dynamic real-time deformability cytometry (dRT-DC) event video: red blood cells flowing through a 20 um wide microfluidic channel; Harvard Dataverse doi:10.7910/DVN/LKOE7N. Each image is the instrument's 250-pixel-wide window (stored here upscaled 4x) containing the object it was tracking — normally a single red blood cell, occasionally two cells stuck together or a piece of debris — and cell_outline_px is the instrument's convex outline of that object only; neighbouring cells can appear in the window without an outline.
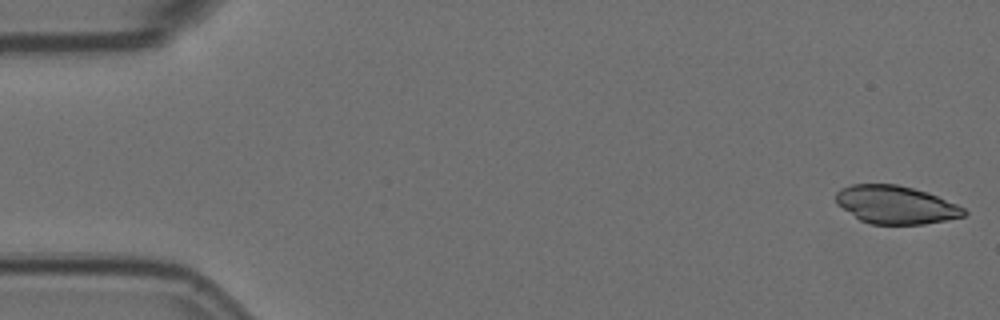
{"species": "Egyptian fruit bat (a non-hibernating species)", "species_latin": "Rousettus aegyptiacus", "temperature_condition": "room temperature", "stored_images_in_passage": 11, "camera_frame_rate_fps": 3000, "um_per_image_px": 0.085, "animal": {"sex": "female"}, "frame": {"image": 1, "passage_image": 1, "time_ms": 0.0, "image_size_px": [1000, 320], "cell_outline_px": [[968, 212], [964, 216], [924, 224], [872, 224], [860, 220], [836, 204], [836, 192], [840, 188], [852, 184], [896, 184], [928, 192], [956, 204], [964, 208]], "centroid_in_image_um": [76.12, 17.4], "position_along_channel_um": 8.9, "area_um2": 28.32}}